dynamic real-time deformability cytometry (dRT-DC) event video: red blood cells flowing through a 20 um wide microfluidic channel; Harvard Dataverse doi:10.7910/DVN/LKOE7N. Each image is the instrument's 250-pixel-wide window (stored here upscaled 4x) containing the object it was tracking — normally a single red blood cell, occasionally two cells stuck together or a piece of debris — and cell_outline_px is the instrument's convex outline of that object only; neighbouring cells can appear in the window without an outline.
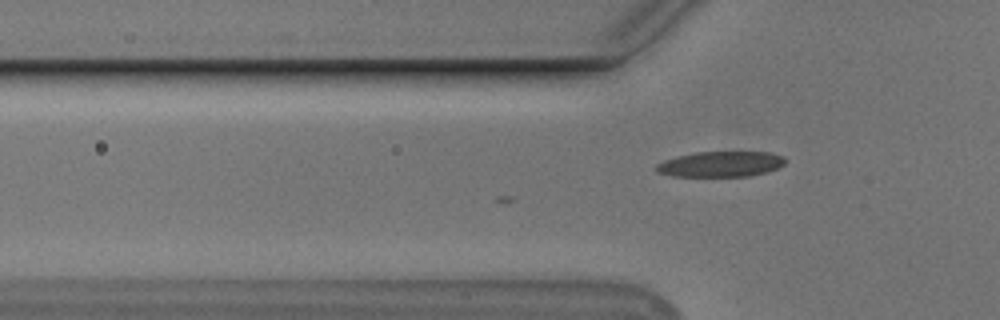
{"species": "Egyptian fruit bat (a non-hibernating species)", "species_latin": "Rousettus aegyptiacus", "temperature_condition": "cold", "stored_images_in_passage": 4, "camera_frame_rate_fps": 3000, "um_per_image_px": 0.085, "animal": {"sex": "male"}, "frame": {"image": 1, "passage_image": 4, "time_ms": 1.0, "image_size_px": [1000, 320], "cell_outline_px": [[788, 160], [780, 168], [768, 172], [748, 176], [672, 176], [656, 172], [656, 164], [664, 160], [676, 156], [696, 152], [772, 152], [784, 156]], "centroid_in_image_um": [61.31, 13.94], "position_along_channel_um": 64.5, "area_um2": 19.42}}